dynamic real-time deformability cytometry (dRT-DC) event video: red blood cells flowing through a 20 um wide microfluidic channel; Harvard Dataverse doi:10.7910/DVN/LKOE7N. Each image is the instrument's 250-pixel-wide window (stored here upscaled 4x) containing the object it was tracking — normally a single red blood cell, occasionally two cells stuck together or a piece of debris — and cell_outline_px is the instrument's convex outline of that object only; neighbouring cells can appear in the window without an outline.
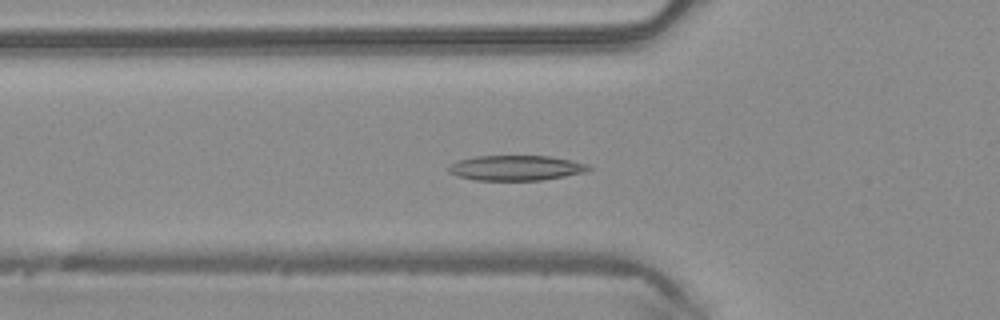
{"species": "common noctule bat (a hibernating species)", "species_latin": "Nyctalus noctula", "temperature_condition": "warm", "stored_images_in_passage": 49, "camera_frame_rate_fps": 3000, "um_per_image_px": 0.085, "animal": {"sex": "male", "body_mass_g": 20.4}, "frame": {"image": 1, "passage_image": 17, "time_ms": 5.333, "image_size_px": [1000, 320], "cell_outline_px": [[592, 168], [588, 172], [544, 180], [476, 180], [456, 176], [448, 172], [448, 168], [456, 160], [476, 156], [548, 156], [588, 164]], "centroid_in_image_um": [43.86, 14.28], "position_along_channel_um": 81.9, "area_um2": 20.58}}
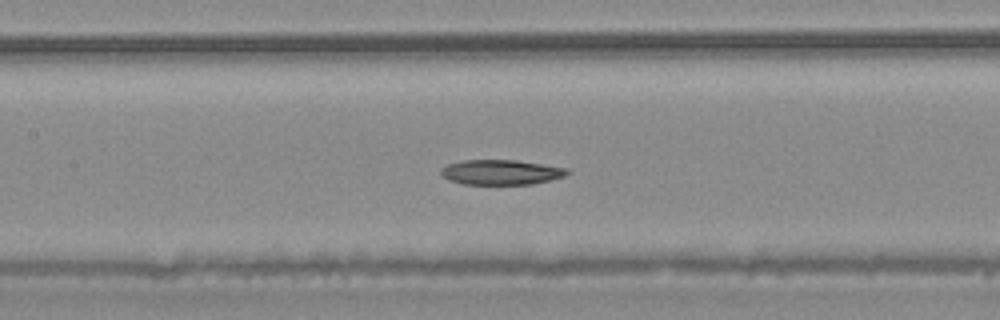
{"frame": {"image": 2, "passage_image": 23, "time_ms": 7.333, "image_size_px": [1000, 320], "cell_outline_px": [[572, 172], [564, 176], [532, 184], [464, 184], [448, 180], [440, 176], [440, 168], [448, 164], [460, 160], [516, 160], [544, 164], [568, 168]], "centroid_in_image_um": [42.56, 14.63], "position_along_channel_um": 164.8, "area_um2": 18.55}}
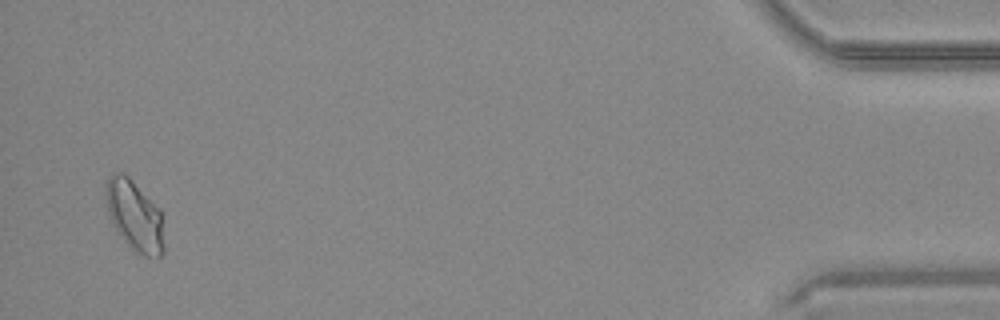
{"frame": {"image": 3, "passage_image": 48, "time_ms": 15.667, "image_size_px": [1000, 320], "cell_outline_px": [[164, 252], [160, 260], [144, 256], [132, 252], [112, 224], [108, 212], [104, 192], [104, 188], [108, 176], [112, 172], [124, 172], [160, 208], [164, 248]], "centroid_in_image_um": [11.43, 18.36], "position_along_channel_um": 423.8, "area_um2": 24.57}, "authors_computed_cell_mechanics": {"area_um2": 20.23, "velocity_mm_per_s": 4.1098, "shape_relaxation_time_tau1_ms": 7.3604, "shape_relaxation_time_tau2_ms": null, "deformation_change_tau1": 0.1496, "deformation_change_tau2": null}}